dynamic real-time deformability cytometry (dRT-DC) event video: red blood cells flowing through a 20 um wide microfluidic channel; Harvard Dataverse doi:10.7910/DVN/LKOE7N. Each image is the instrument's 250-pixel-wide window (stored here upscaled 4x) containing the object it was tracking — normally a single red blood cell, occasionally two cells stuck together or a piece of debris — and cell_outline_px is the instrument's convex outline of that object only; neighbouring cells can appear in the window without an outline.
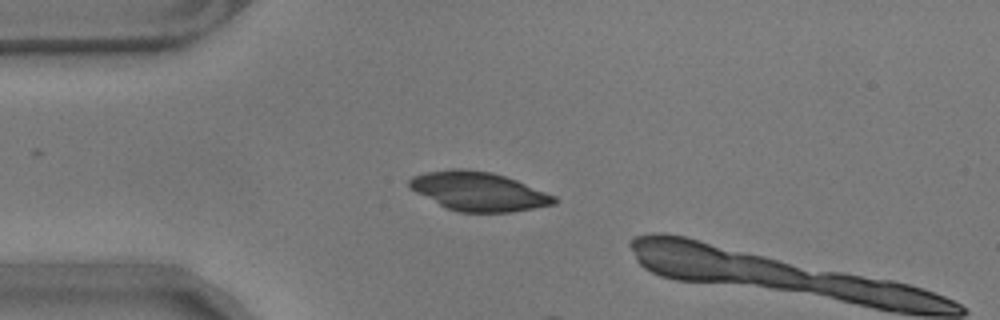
{"species": "common noctule bat (a hibernating species)", "species_latin": "Nyctalus noctula", "temperature_condition": "warm", "stored_images_in_passage": 3, "camera_frame_rate_fps": 3000, "um_per_image_px": 0.085, "animal": {"sex": "male", "body_mass_g": 17.9}, "frame": {"image": 1, "passage_image": 1, "time_ms": 0.0, "image_size_px": [1000, 320], "cell_outline_px": [[560, 200], [556, 204], [512, 212], [460, 212], [448, 208], [416, 192], [408, 184], [408, 180], [412, 176], [428, 172], [452, 168], [464, 168], [492, 172], [516, 180], [556, 196]], "centroid_in_image_um": [40.72, 16.26], "position_along_channel_um": 44.3, "area_um2": 32.66}}